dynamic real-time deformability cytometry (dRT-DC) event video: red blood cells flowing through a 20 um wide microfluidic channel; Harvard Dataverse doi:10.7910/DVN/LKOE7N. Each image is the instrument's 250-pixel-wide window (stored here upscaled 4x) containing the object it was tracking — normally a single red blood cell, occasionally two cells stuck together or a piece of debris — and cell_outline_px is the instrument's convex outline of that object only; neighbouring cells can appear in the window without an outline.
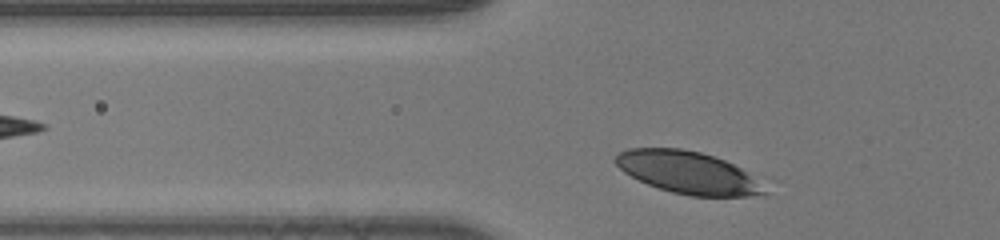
{"species": "human", "species_latin": "Homo sapiens", "temperature_condition": "room temperature", "stored_images_in_passage": 26, "camera_frame_rate_fps": 3000, "um_per_image_px": 0.085, "donor": {"sex": "male"}, "frame": {"image": 1, "passage_image": 2, "time_ms": 0.333, "image_size_px": [1000, 240], "cell_outline_px": [[768, 192], [748, 196], [692, 196], [672, 192], [648, 184], [624, 172], [612, 160], [620, 152], [628, 148], [680, 148], [700, 152], [724, 160], [740, 168]], "centroid_in_image_um": [58.39, 14.65], "position_along_channel_um": 67.4, "area_um2": 35.84}}
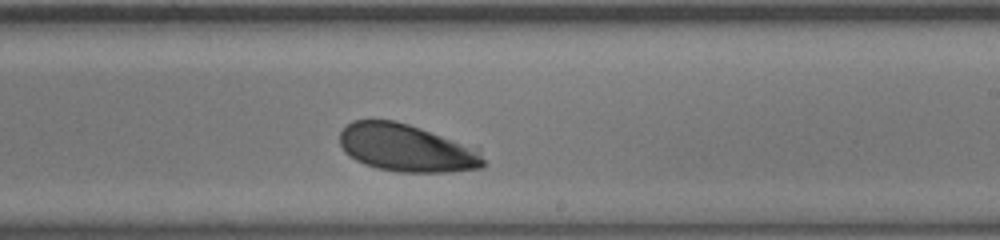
{"frame": {"image": 2, "passage_image": 16, "time_ms": 5.0, "image_size_px": [1000, 240], "cell_outline_px": [[488, 164], [484, 168], [448, 172], [400, 172], [376, 168], [364, 164], [348, 156], [344, 152], [340, 144], [340, 132], [352, 120], [396, 120], [480, 148]], "centroid_in_image_um": [34.61, 12.59], "position_along_channel_um": 254.4, "area_um2": 40.34}}
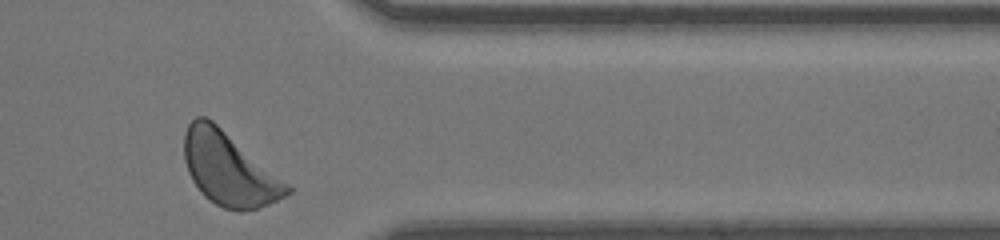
{"frame": {"image": 3, "passage_image": 26, "time_ms": 8.333, "image_size_px": [1000, 240], "cell_outline_px": [[292, 192], [268, 204], [256, 208], [240, 212], [236, 212], [224, 208], [216, 204], [204, 196], [200, 192], [192, 180], [188, 172], [184, 160], [184, 132], [188, 124], [196, 116], [204, 116], [212, 120], [292, 188]], "centroid_in_image_um": [19.4, 14.37], "position_along_channel_um": 392.0, "area_um2": 43.12}}